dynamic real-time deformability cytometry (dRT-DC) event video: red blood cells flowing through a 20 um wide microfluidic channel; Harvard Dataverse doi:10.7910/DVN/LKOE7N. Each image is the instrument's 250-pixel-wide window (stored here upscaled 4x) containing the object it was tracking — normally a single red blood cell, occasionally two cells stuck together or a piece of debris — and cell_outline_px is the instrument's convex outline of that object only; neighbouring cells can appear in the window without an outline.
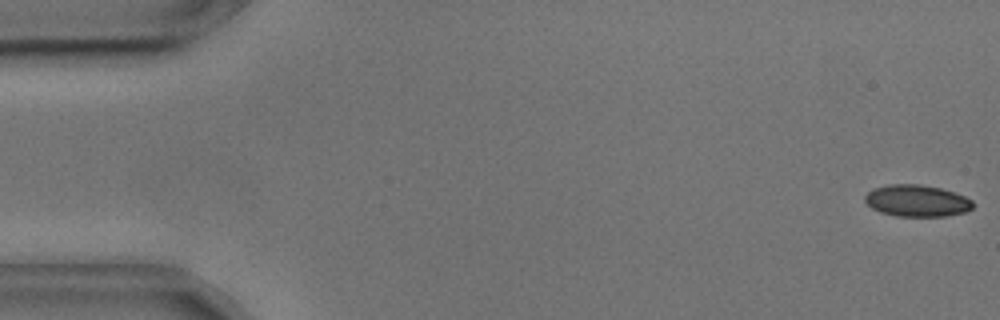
{"species": "common noctule bat (a hibernating species)", "species_latin": "Nyctalus noctula", "temperature_condition": "cold", "stored_images_in_passage": 11, "camera_frame_rate_fps": 3000, "um_per_image_px": 0.085, "animal": {"sex": "male", "body_mass_g": 17.9, "forearm_length_mm": 54.2}, "frame": {"image": 1, "passage_image": 1, "time_ms": 0.0, "image_size_px": [1000, 320], "cell_outline_px": [[976, 204], [972, 208], [964, 212], [948, 216], [896, 216], [880, 212], [872, 208], [864, 200], [864, 196], [872, 188], [888, 184], [920, 184], [940, 188], [964, 196], [972, 200]], "centroid_in_image_um": [77.92, 17.06], "position_along_channel_um": 7.1, "area_um2": 20.06}}